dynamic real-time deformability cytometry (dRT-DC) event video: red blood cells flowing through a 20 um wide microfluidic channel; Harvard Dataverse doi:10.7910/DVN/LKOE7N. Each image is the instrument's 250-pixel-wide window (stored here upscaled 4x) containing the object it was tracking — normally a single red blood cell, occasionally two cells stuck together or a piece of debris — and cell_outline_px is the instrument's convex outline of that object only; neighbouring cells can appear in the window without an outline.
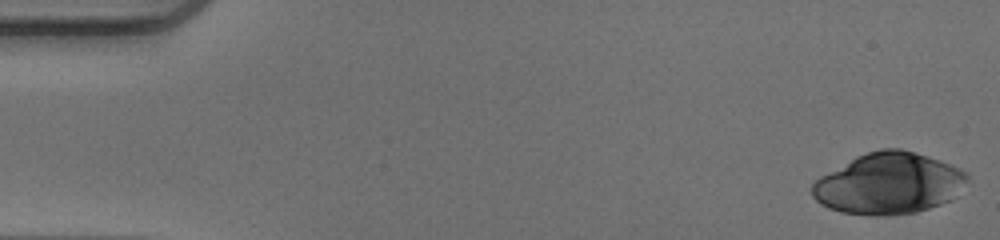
{"species": "human", "species_latin": "Homo sapiens", "temperature_condition": "warm", "stored_images_in_passage": 51, "camera_frame_rate_fps": 3000, "um_per_image_px": 0.085, "donor": {"sex": "male"}, "frame": {"image": 1, "passage_image": 1, "time_ms": 0.0, "image_size_px": [1000, 240], "cell_outline_px": [[968, 180], [952, 200], [916, 212], [884, 216], [872, 216], [840, 212], [828, 208], [820, 204], [812, 196], [812, 184], [820, 176], [856, 156], [880, 148], [900, 148], [916, 152], [952, 164], [968, 172]], "centroid_in_image_um": [75.55, 15.6], "position_along_channel_um": 9.5, "area_um2": 55.72}}
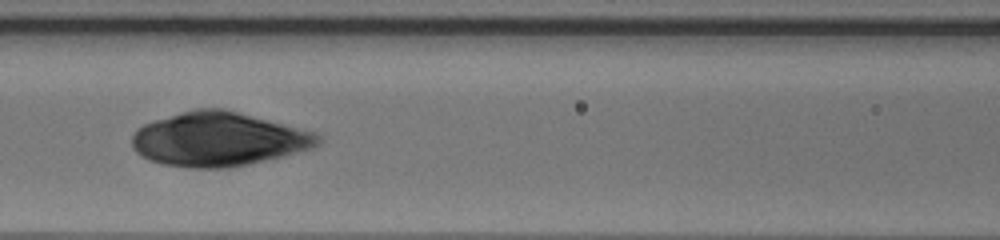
{"frame": {"image": 2, "passage_image": 22, "time_ms": 7.0, "image_size_px": [1000, 240], "cell_outline_px": [[320, 144], [312, 148], [248, 164], [228, 168], [188, 168], [164, 164], [148, 160], [140, 156], [132, 148], [132, 136], [136, 128], [144, 124], [156, 120], [196, 108], [224, 108], [316, 132], [320, 136]], "centroid_in_image_um": [18.54, 11.83], "position_along_channel_um": 148.1, "area_um2": 58.44}}
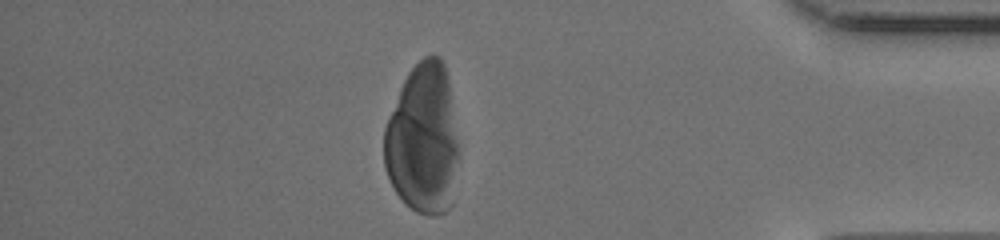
{"frame": {"image": 3, "passage_image": 44, "time_ms": 14.333, "image_size_px": [1000, 240], "cell_outline_px": [[456, 160], [452, 204], [444, 212], [436, 216], [428, 216], [416, 212], [396, 192], [384, 168], [384, 128], [400, 88], [408, 72], [424, 56], [440, 56], [444, 64], [448, 80], [456, 140]], "centroid_in_image_um": [35.92, 11.86], "position_along_channel_um": 399.3, "area_um2": 64.33}}